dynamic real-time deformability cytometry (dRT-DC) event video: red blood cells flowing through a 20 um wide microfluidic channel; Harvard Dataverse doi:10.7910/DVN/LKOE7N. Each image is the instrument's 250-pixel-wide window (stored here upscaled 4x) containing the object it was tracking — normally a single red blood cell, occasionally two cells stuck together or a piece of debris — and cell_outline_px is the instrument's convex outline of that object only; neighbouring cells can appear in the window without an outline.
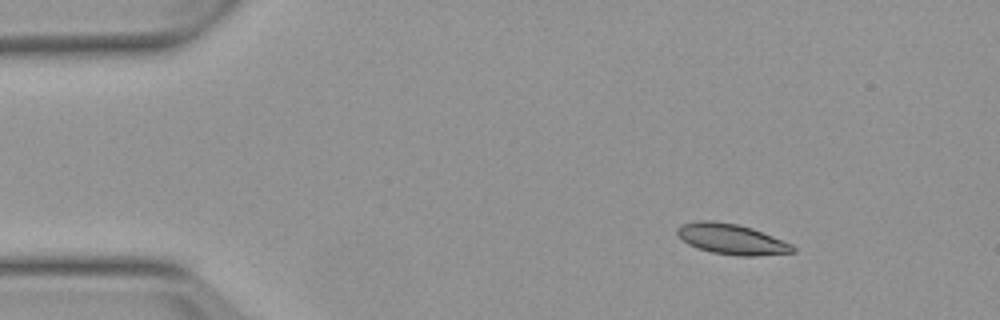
{"species": "Egyptian fruit bat (a non-hibernating species)", "species_latin": "Rousettus aegyptiacus", "temperature_condition": "warm", "stored_images_in_passage": 3, "camera_frame_rate_fps": 3000, "um_per_image_px": 0.085, "animal": {"sex": "female"}, "frame": {"image": 1, "passage_image": 1, "time_ms": 0.0, "image_size_px": [1000, 320], "cell_outline_px": [[796, 252], [756, 256], [736, 256], [712, 252], [696, 248], [688, 244], [676, 232], [676, 228], [680, 224], [696, 220], [712, 220], [736, 224], [752, 228], [792, 244], [796, 248]], "centroid_in_image_um": [62.17, 20.32], "position_along_channel_um": 22.8, "area_um2": 20.63}}
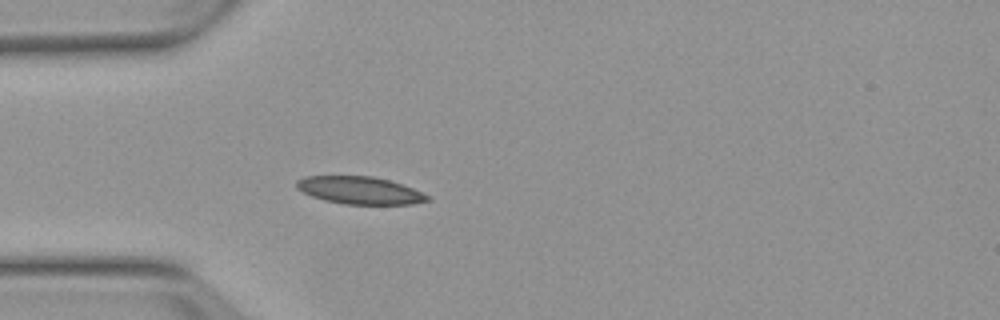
{"frame": {"image": 2, "passage_image": 3, "time_ms": 2.667, "image_size_px": [1000, 320], "cell_outline_px": [[432, 200], [412, 204], [344, 204], [324, 200], [312, 196], [296, 188], [296, 180], [304, 176], [372, 176], [388, 180], [412, 188], [428, 196]], "centroid_in_image_um": [30.55, 16.18], "position_along_channel_um": 54.5, "area_um2": 20.81}}